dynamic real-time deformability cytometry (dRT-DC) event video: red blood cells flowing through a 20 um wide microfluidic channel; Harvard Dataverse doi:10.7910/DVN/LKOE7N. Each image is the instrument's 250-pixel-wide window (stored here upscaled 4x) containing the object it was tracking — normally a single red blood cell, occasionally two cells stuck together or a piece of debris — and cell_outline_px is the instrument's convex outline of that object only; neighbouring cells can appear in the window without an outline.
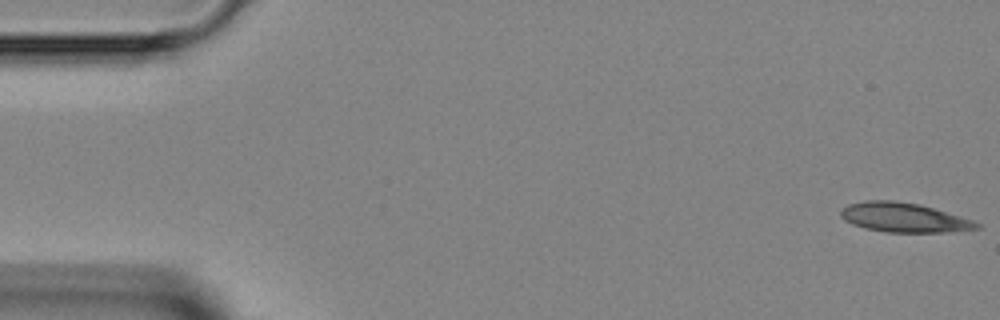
{"species": "Egyptian fruit bat (a non-hibernating species)", "species_latin": "Rousettus aegyptiacus", "temperature_condition": "room temperature", "stored_images_in_passage": 17, "camera_frame_rate_fps": 3000, "um_per_image_px": 0.085, "animal": {"sex": "female"}, "frame": {"image": 1, "passage_image": 1, "time_ms": 0.0, "image_size_px": [1000, 320], "cell_outline_px": [[980, 228], [944, 232], [884, 232], [864, 228], [852, 224], [844, 220], [840, 216], [840, 212], [848, 204], [864, 200], [896, 200], [920, 204], [972, 220], [980, 224]], "centroid_in_image_um": [76.78, 18.48], "position_along_channel_um": 8.2, "area_um2": 23.24}}
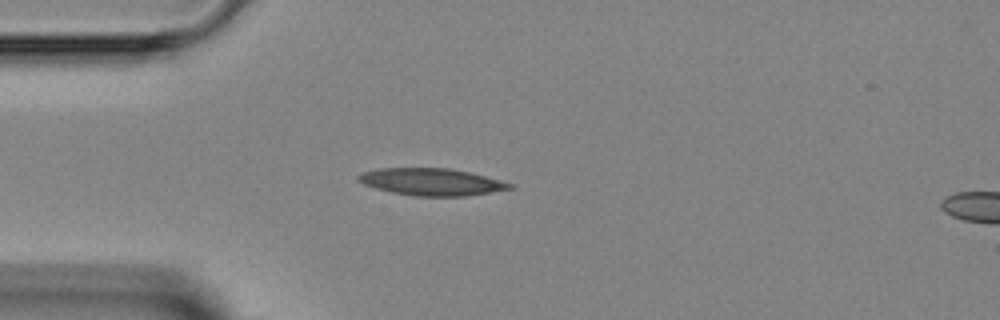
{"frame": {"image": 2, "passage_image": 12, "time_ms": 3.667, "image_size_px": [1000, 320], "cell_outline_px": [[516, 188], [464, 196], [416, 196], [392, 192], [376, 188], [364, 184], [356, 180], [356, 176], [364, 172], [376, 168], [448, 168], [468, 172], [500, 180], [512, 184]], "centroid_in_image_um": [36.65, 15.46], "position_along_channel_um": 48.3, "area_um2": 23.76}}
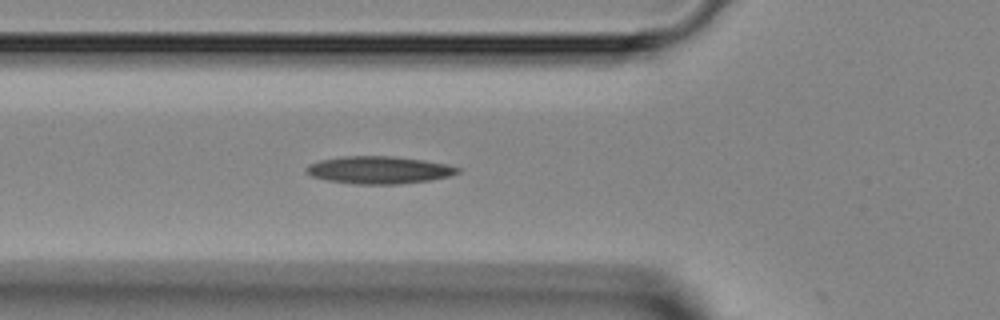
{"frame": {"image": 3, "passage_image": 16, "time_ms": 5.0, "image_size_px": [1000, 320], "cell_outline_px": [[460, 172], [448, 176], [428, 180], [400, 184], [356, 184], [328, 180], [312, 176], [304, 172], [304, 168], [308, 164], [320, 160], [340, 156], [396, 156], [424, 160], [448, 164], [460, 168]], "centroid_in_image_um": [32.18, 14.44], "position_along_channel_um": 93.6, "area_um2": 24.33}}